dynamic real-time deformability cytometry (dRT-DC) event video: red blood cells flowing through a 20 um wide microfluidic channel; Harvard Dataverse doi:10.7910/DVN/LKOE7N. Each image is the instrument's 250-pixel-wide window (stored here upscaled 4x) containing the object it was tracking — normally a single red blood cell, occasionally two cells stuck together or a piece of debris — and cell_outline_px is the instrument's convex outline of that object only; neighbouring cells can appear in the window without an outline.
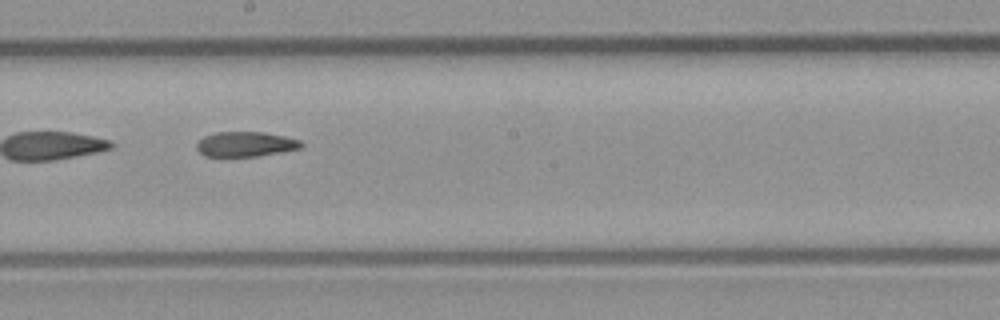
{"species": "common noctule bat (a hibernating species)", "species_latin": "Nyctalus noctula", "temperature_condition": "room temperature", "stored_images_in_passage": 37, "camera_frame_rate_fps": 3000, "um_per_image_px": 0.085, "animal": {"sex": "male", "body_mass_g": 23.1, "forearm_length_mm": 52.7}, "frame": {"image": 1, "passage_image": 16, "time_ms": 5.0, "image_size_px": [1000, 320], "cell_outline_px": [[304, 144], [300, 148], [280, 152], [256, 156], [204, 156], [196, 148], [196, 144], [204, 136], [216, 132], [264, 132], [284, 136], [300, 140]], "centroid_in_image_um": [20.86, 12.25], "position_along_channel_um": 227.3, "area_um2": 15.09}}